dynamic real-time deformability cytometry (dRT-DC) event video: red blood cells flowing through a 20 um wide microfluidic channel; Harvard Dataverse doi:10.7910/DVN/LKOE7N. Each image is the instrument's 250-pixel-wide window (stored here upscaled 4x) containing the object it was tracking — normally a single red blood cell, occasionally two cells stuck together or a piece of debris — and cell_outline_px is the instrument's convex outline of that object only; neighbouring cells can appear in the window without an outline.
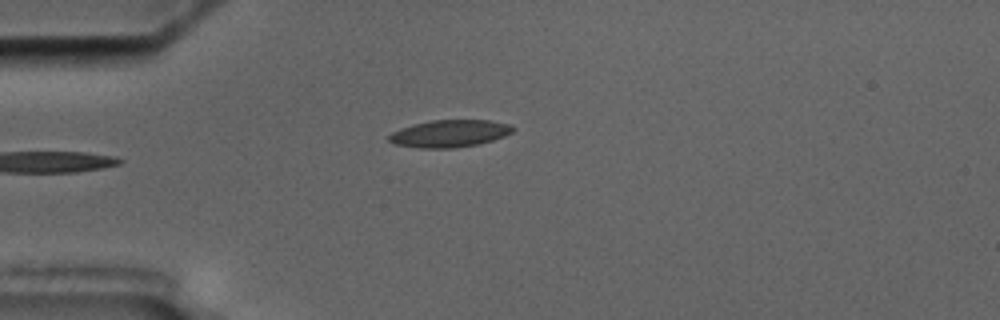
{"species": "common noctule bat (a hibernating species)", "species_latin": "Nyctalus noctula", "temperature_condition": "cold", "stored_images_in_passage": 2, "camera_frame_rate_fps": 3000, "um_per_image_px": 0.085, "animal": {"sex": "male", "body_mass_g": 17.5, "forearm_length_mm": 52.3}, "frame": {"image": 1, "passage_image": 2, "time_ms": 1.0, "image_size_px": [1000, 320], "cell_outline_px": [[516, 128], [512, 132], [504, 136], [480, 144], [452, 148], [420, 148], [396, 144], [388, 140], [388, 136], [392, 132], [400, 128], [412, 124], [432, 120], [488, 120], [512, 124]], "centroid_in_image_um": [38.23, 11.34], "position_along_channel_um": 46.8, "area_um2": 19.77}}